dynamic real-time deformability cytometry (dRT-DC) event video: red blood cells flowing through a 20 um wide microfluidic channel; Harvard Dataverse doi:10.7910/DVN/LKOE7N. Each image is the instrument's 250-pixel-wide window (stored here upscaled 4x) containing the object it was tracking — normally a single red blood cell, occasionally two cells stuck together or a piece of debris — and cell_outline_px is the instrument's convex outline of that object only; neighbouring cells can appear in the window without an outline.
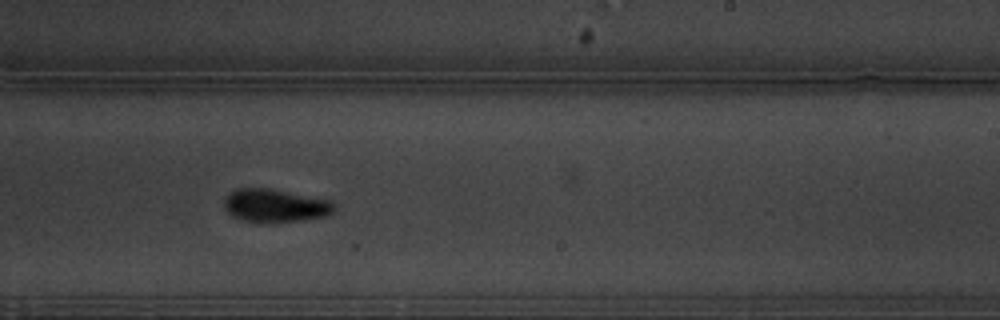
{"species": "common noctule bat (a hibernating species)", "species_latin": "Nyctalus noctula", "temperature_condition": "warm", "stored_images_in_passage": 45, "camera_frame_rate_fps": 3000, "um_per_image_px": 0.085, "animal": {"sex": "male", "body_mass_g": 19.5, "forearm_length_mm": 54.6}, "frame": {"image": 1, "passage_image": 26, "time_ms": 8.333, "image_size_px": [1000, 320], "cell_outline_px": [[336, 208], [332, 212], [324, 216], [300, 220], [244, 220], [232, 216], [224, 208], [224, 196], [228, 192], [236, 188], [268, 188], [332, 200]], "centroid_in_image_um": [23.36, 17.42], "position_along_channel_um": 265.6, "area_um2": 20.75}, "authors_computed_cell_mechanics": {"area_um2": 20.1722, "velocity_mm_per_s": 3.3337, "shape_relaxation_time_tau1_ms": 2.8854, "shape_relaxation_time_tau2_ms": 3.9817, "deformation_change_tau1": 0.1359, "deformation_change_tau2": 0.0732}}